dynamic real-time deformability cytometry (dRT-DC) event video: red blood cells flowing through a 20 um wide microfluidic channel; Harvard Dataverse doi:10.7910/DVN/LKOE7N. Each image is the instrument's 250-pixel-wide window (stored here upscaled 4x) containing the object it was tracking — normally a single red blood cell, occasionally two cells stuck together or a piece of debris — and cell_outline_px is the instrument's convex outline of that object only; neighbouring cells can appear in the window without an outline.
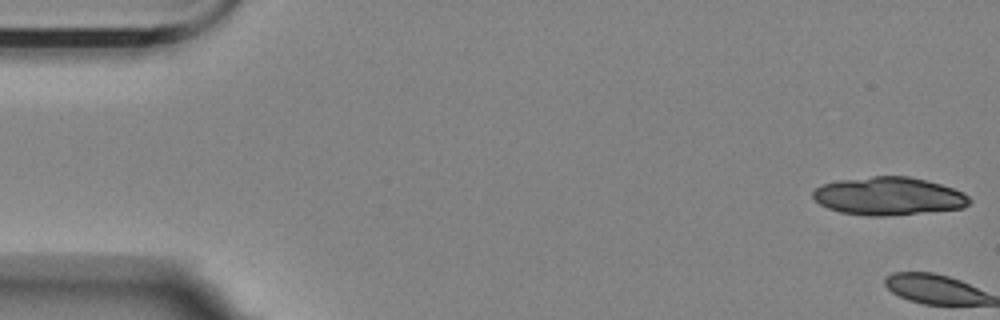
{"species": "Egyptian fruit bat (a non-hibernating species)", "species_latin": "Rousettus aegyptiacus", "temperature_condition": "room temperature", "stored_images_in_passage": 2, "camera_frame_rate_fps": 3000, "um_per_image_px": 0.085, "animal": {"sex": "female"}, "frame": {"image": 1, "passage_image": 1, "time_ms": 0.0, "image_size_px": [1000, 320], "cell_outline_px": [[972, 200], [964, 208], [888, 216], [868, 216], [840, 212], [828, 208], [820, 204], [812, 196], [812, 192], [816, 188], [824, 184], [840, 180], [872, 176], [908, 176], [940, 184], [964, 192]], "centroid_in_image_um": [75.54, 16.68], "position_along_channel_um": 9.5, "area_um2": 34.62}}